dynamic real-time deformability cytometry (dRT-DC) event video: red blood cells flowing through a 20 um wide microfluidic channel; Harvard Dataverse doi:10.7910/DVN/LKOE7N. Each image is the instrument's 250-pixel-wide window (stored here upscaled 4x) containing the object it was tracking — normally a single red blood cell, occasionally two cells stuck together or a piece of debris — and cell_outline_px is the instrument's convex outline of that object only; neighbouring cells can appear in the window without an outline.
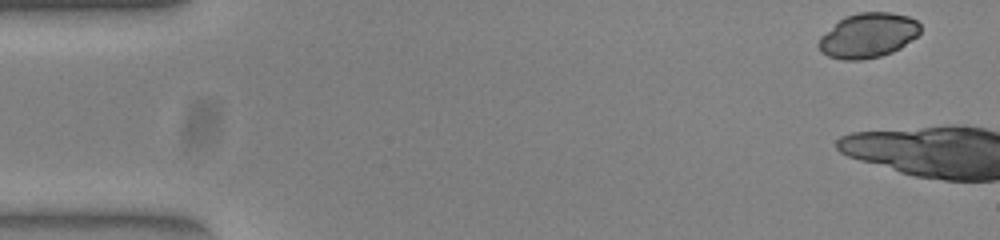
{"species": "common noctule bat (a hibernating species)", "species_latin": "Nyctalus noctula", "temperature_condition": "warm", "stored_images_in_passage": 8, "camera_frame_rate_fps": 3000, "um_per_image_px": 0.085, "animal": {"sex": "female", "body_mass_g": 23.0, "forearm_length_mm": 53.4}, "frame": {"image": 1, "passage_image": 1, "time_ms": 0.0, "image_size_px": [1000, 240], "cell_outline_px": [[920, 32], [916, 36], [900, 48], [892, 52], [880, 56], [860, 60], [848, 60], [828, 56], [820, 52], [816, 44], [820, 36], [844, 16], [860, 12], [892, 12], [908, 16], [916, 20], [920, 24]], "centroid_in_image_um": [73.76, 3.0], "position_along_channel_um": 11.2, "area_um2": 26.53}}